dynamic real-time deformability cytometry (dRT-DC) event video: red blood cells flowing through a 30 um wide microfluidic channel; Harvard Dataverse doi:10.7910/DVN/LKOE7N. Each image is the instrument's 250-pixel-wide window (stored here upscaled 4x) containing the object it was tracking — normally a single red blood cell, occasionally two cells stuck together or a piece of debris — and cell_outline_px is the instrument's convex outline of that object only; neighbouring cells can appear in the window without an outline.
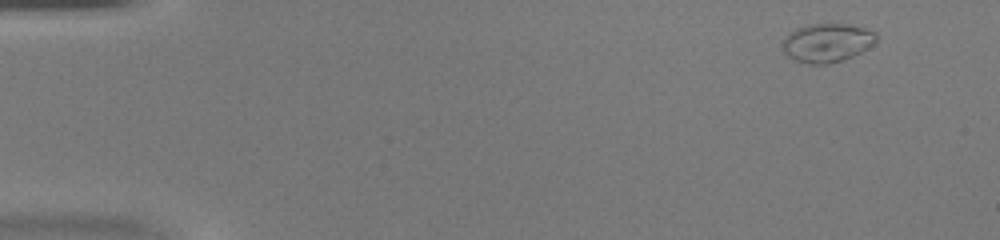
{"species": "common noctule bat (a hibernating species)", "species_latin": "Nyctalus noctula", "temperature_condition": "warm", "stored_images_in_passage": 44, "camera_frame_rate_fps": 3000, "um_per_image_px": 0.085, "animal": {"sex": "female", "body_mass_g": 20.0, "forearm_length_mm": 54.0}, "frame": {"image": 1, "passage_image": 1, "time_ms": 0.0, "image_size_px": [1000, 240], "cell_outline_px": [[876, 40], [872, 44], [860, 52], [852, 56], [828, 64], [808, 64], [796, 60], [788, 56], [784, 52], [780, 44], [784, 36], [796, 28], [808, 24], [848, 24], [868, 28], [876, 32]], "centroid_in_image_um": [70.26, 3.62], "position_along_channel_um": 14.7, "area_um2": 21.21}}
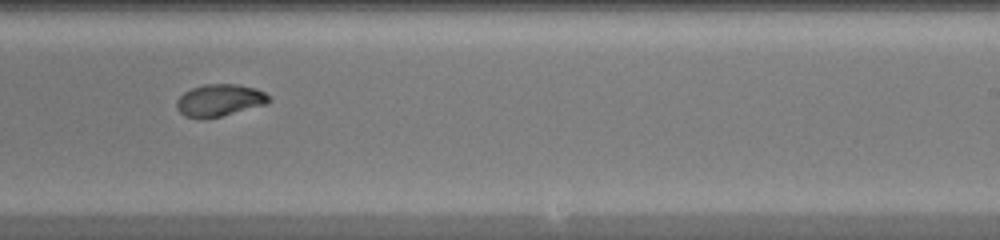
{"frame": {"image": 2, "passage_image": 27, "time_ms": 8.667, "image_size_px": [1000, 240], "cell_outline_px": [[272, 100], [264, 104], [220, 116], [204, 120], [184, 116], [176, 108], [176, 100], [184, 92], [192, 88], [204, 84], [236, 84], [256, 88], [264, 92]], "centroid_in_image_um": [18.61, 8.53], "position_along_channel_um": 270.4, "area_um2": 17.22}}
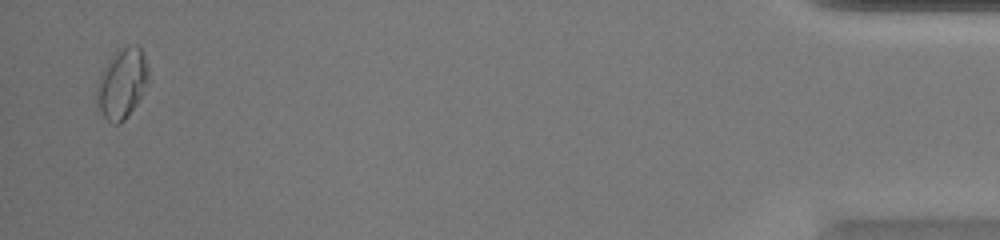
{"frame": {"image": 3, "passage_image": 43, "time_ms": 14.0, "image_size_px": [1000, 240], "cell_outline_px": [[148, 84], [136, 104], [124, 120], [120, 124], [112, 124], [104, 116], [96, 104], [96, 88], [100, 76], [108, 64], [124, 48], [136, 44], [144, 52], [148, 72]], "centroid_in_image_um": [10.39, 7.16], "position_along_channel_um": 424.8, "area_um2": 20.4}}